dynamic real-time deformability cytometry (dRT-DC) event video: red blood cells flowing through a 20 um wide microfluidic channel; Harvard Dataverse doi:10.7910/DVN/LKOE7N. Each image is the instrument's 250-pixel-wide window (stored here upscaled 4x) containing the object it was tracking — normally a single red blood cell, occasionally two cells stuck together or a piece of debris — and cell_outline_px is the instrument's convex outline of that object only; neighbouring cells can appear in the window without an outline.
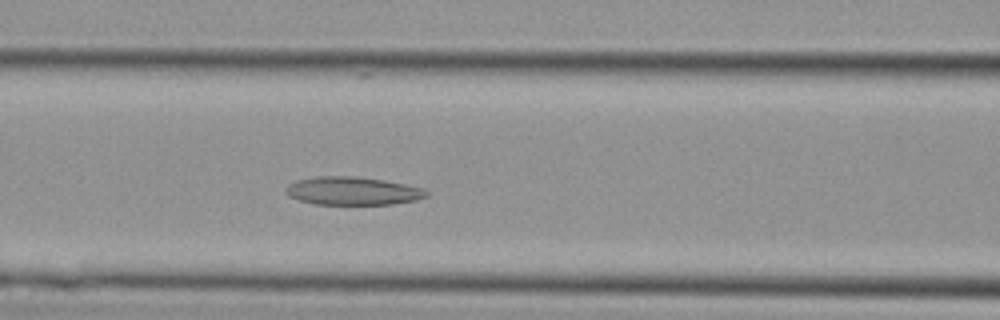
{"species": "Egyptian fruit bat (a non-hibernating species)", "species_latin": "Rousettus aegyptiacus", "temperature_condition": "cold", "stored_images_in_passage": 33, "camera_frame_rate_fps": 3000, "um_per_image_px": 0.085, "animal": {"sex": "female"}, "frame": {"image": 1, "passage_image": 11, "time_ms": 3.333, "image_size_px": [1000, 320], "cell_outline_px": [[428, 196], [416, 200], [392, 204], [316, 204], [300, 200], [288, 196], [284, 192], [284, 188], [288, 184], [296, 180], [316, 176], [352, 176], [380, 180], [404, 184], [424, 188], [428, 192]], "centroid_in_image_um": [29.93, 16.23], "position_along_channel_um": 136.7, "area_um2": 23.0}}
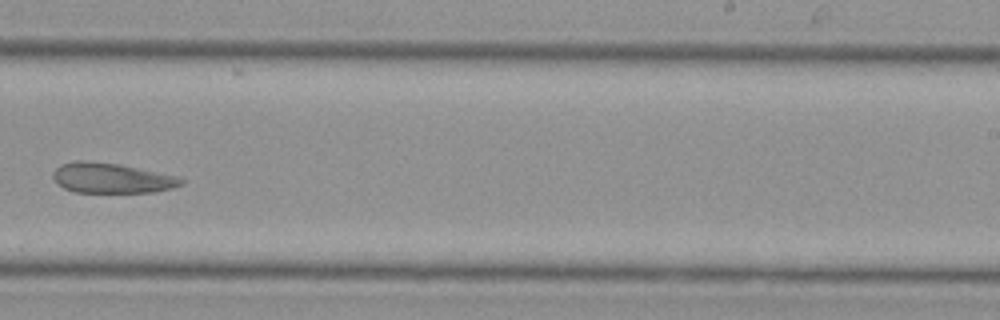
{"frame": {"image": 2, "passage_image": 19, "time_ms": 6.0, "image_size_px": [1000, 320], "cell_outline_px": [[184, 184], [172, 188], [156, 192], [76, 192], [64, 188], [56, 184], [52, 176], [52, 172], [60, 164], [76, 160], [88, 160], [120, 164], [176, 176], [184, 180]], "centroid_in_image_um": [9.45, 15.13], "position_along_channel_um": 279.6, "area_um2": 22.66}}
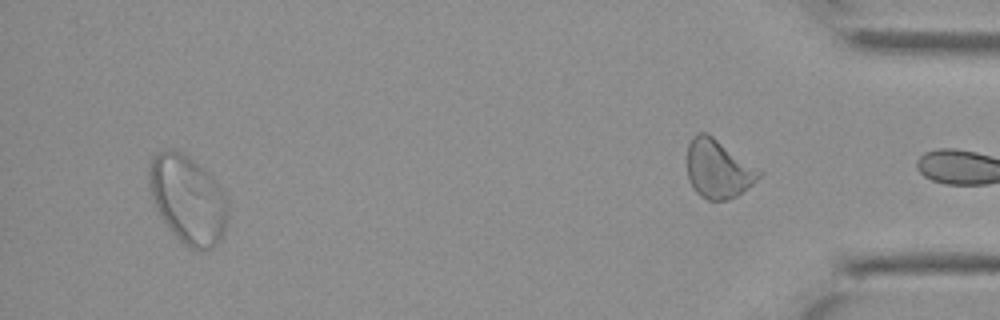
{"frame": {"image": 3, "passage_image": 31, "time_ms": 10.0, "image_size_px": [1000, 320], "cell_outline_px": [[228, 220], [220, 240], [212, 248], [204, 252], [192, 248], [184, 244], [172, 232], [160, 216], [156, 208], [148, 184], [148, 168], [152, 156], [156, 152], [180, 152], [188, 156], [200, 164], [212, 176], [228, 200]], "centroid_in_image_um": [15.98, 16.97], "position_along_channel_um": 419.2, "area_um2": 40.52}}